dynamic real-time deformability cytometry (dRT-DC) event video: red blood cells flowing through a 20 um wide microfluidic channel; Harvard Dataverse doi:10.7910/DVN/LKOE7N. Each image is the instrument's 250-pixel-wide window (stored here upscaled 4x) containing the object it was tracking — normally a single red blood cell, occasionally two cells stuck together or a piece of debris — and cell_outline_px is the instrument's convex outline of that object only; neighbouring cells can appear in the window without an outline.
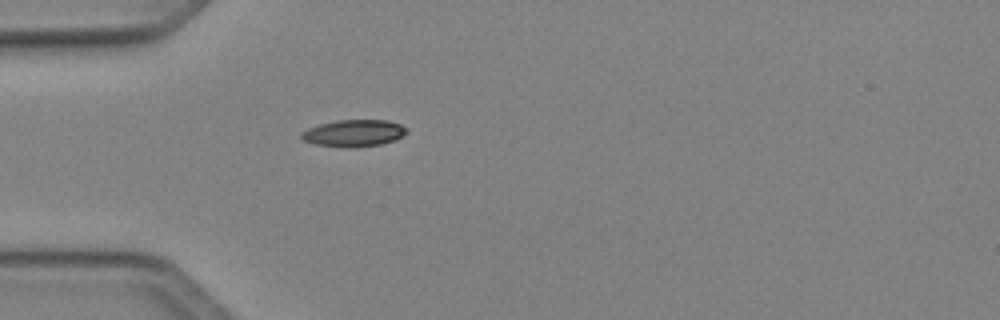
{"species": "Egyptian fruit bat (a non-hibernating species)", "species_latin": "Rousettus aegyptiacus", "temperature_condition": "cold", "stored_images_in_passage": 36, "camera_frame_rate_fps": 3000, "um_per_image_px": 0.085, "animal": {"sex": "female"}, "frame": {"image": 1, "passage_image": 1, "time_ms": 0.0, "image_size_px": [1000, 320], "cell_outline_px": [[408, 132], [392, 140], [380, 144], [356, 148], [352, 148], [316, 144], [304, 140], [300, 136], [300, 132], [308, 128], [320, 124], [336, 120], [388, 120], [400, 124], [408, 128]], "centroid_in_image_um": [30.07, 11.31], "position_along_channel_um": 54.9, "area_um2": 16.42}}
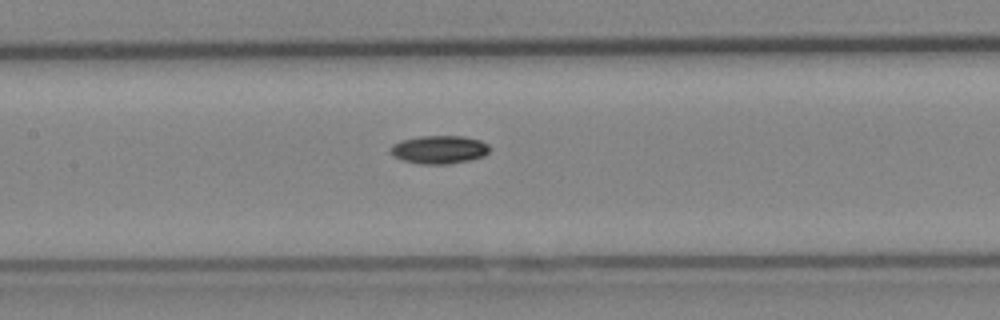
{"frame": {"image": 2, "passage_image": 10, "time_ms": 3.0, "image_size_px": [1000, 320], "cell_outline_px": [[488, 152], [484, 156], [468, 160], [448, 164], [420, 164], [404, 160], [396, 156], [388, 148], [392, 144], [400, 140], [420, 136], [464, 136], [480, 140], [488, 144]], "centroid_in_image_um": [37.32, 12.7], "position_along_channel_um": 170.1, "area_um2": 16.18}}
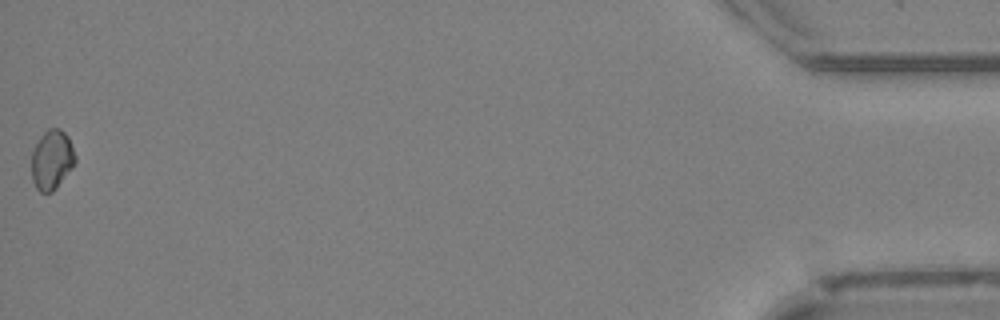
{"frame": {"image": 3, "passage_image": 36, "time_ms": 11.667, "image_size_px": [1000, 320], "cell_outline_px": [[76, 160], [72, 168], [56, 188], [52, 192], [40, 192], [36, 188], [32, 180], [32, 152], [40, 136], [48, 128], [60, 128], [68, 136], [76, 156]], "centroid_in_image_um": [4.41, 13.57], "position_along_channel_um": 430.8, "area_um2": 15.14}, "authors_computed_cell_mechanics": {"area_um2": 15.3459, "velocity_mm_per_s": 4.1024, "shape_relaxation_time_tau1_ms": 2.9989, "shape_relaxation_time_tau2_ms": null, "deformation_change_tau1": 0.0821, "deformation_change_tau2": null}}